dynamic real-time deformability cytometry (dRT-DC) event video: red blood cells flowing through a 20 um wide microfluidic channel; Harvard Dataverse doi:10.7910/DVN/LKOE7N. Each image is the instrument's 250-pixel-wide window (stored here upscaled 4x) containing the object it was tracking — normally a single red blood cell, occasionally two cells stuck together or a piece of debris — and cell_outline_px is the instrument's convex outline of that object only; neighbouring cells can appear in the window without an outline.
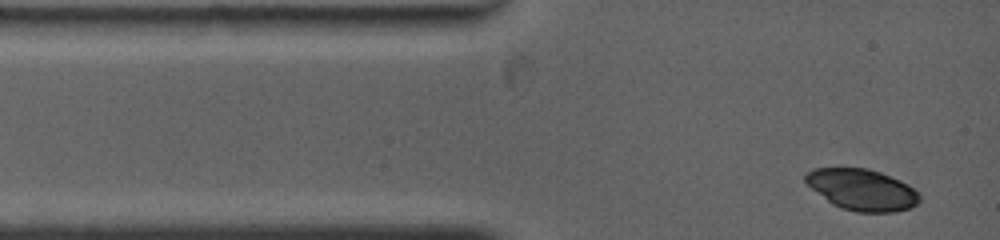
{"species": "common noctule bat (a hibernating species)", "species_latin": "Nyctalus noctula", "temperature_condition": "warm", "stored_images_in_passage": 35, "camera_frame_rate_fps": 4500, "um_per_image_px": 0.085, "animal": {"sex": "female", "body_mass_g": 19.0, "forearm_length_mm": 53.3}, "frame": {"image": 1, "passage_image": 1, "time_ms": 0.0, "image_size_px": [1000, 240], "cell_outline_px": [[920, 200], [916, 204], [908, 208], [896, 212], [856, 212], [840, 208], [832, 204], [812, 188], [804, 180], [804, 176], [812, 168], [868, 168], [880, 172], [900, 180], [908, 184], [920, 192]], "centroid_in_image_um": [73.29, 16.12], "position_along_channel_um": 11.7, "area_um2": 27.46}}
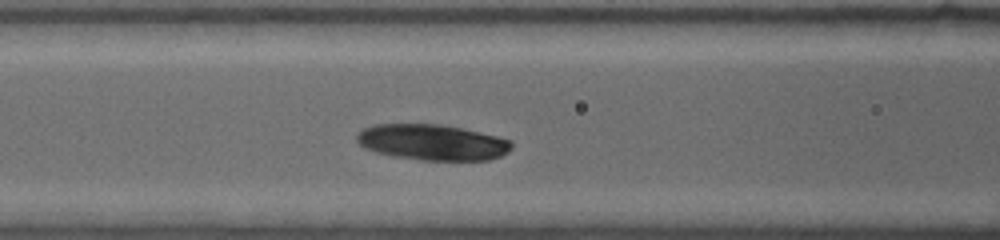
{"frame": {"image": 2, "passage_image": 11, "time_ms": 4.0, "image_size_px": [1000, 240], "cell_outline_px": [[512, 148], [508, 152], [500, 156], [488, 160], [420, 160], [392, 156], [376, 152], [364, 148], [356, 140], [356, 136], [364, 128], [372, 124], [440, 124], [500, 136], [512, 140]], "centroid_in_image_um": [36.76, 12.09], "position_along_channel_um": 129.8, "area_um2": 32.48}}
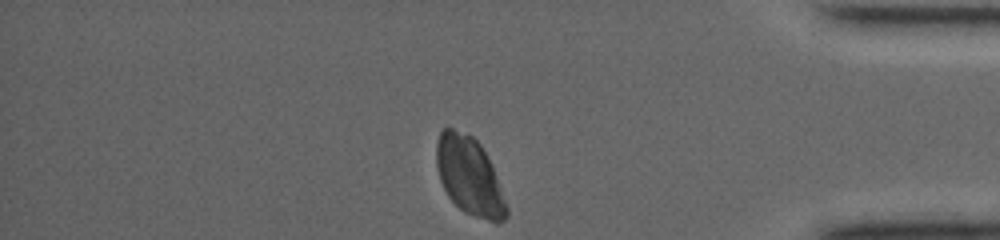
{"frame": {"image": 3, "passage_image": 35, "time_ms": 11.778, "image_size_px": [1000, 240], "cell_outline_px": [[508, 216], [500, 224], [496, 224], [464, 212], [448, 196], [440, 180], [436, 164], [436, 144], [440, 132], [444, 128], [452, 128], [468, 132], [480, 144], [492, 168], [508, 208]], "centroid_in_image_um": [39.89, 14.98], "position_along_channel_um": 395.3, "area_um2": 31.62}}